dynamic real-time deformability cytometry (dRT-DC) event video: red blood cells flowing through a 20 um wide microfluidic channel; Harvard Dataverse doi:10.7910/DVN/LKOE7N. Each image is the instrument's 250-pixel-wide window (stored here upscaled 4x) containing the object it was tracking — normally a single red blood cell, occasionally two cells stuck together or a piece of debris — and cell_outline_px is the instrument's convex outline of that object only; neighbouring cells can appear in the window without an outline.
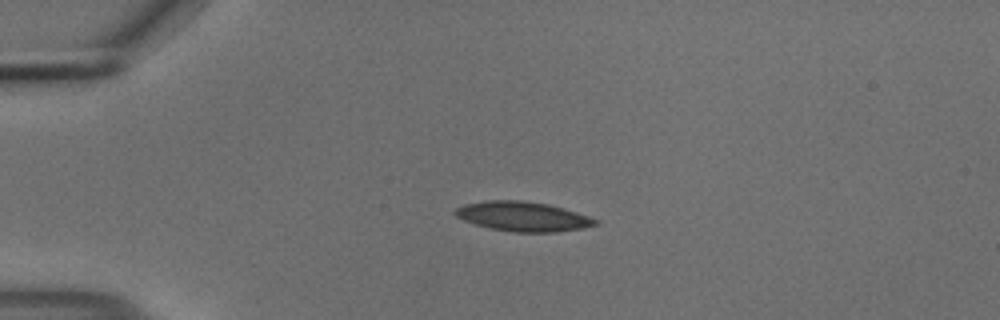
{"species": "common noctule bat (a hibernating species)", "species_latin": "Nyctalus noctula", "temperature_condition": "cold", "stored_images_in_passage": 42, "camera_frame_rate_fps": 3000, "um_per_image_px": 0.085, "animal": {"sex": "male", "body_mass_g": 18.8}, "frame": {"image": 1, "passage_image": 1, "time_ms": 0.0, "image_size_px": [1000, 320], "cell_outline_px": [[600, 224], [584, 228], [556, 232], [512, 232], [488, 228], [464, 220], [456, 216], [452, 212], [456, 208], [464, 204], [488, 200], [520, 200], [548, 204], [576, 212], [600, 220]], "centroid_in_image_um": [44.46, 18.4], "position_along_channel_um": 40.5, "area_um2": 24.28}}
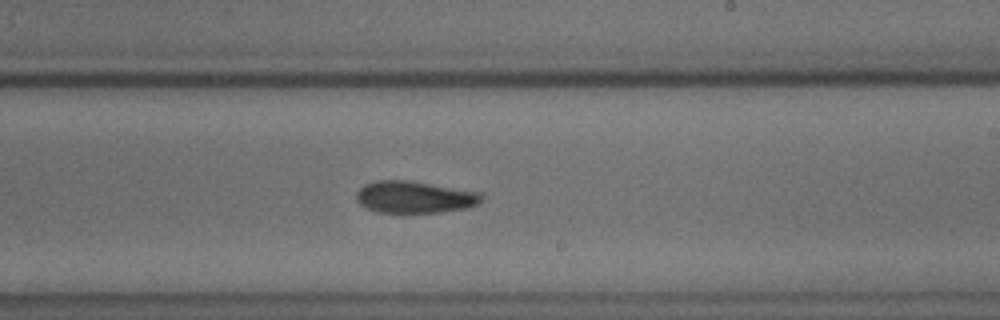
{"frame": {"image": 2, "passage_image": 21, "time_ms": 6.667, "image_size_px": [1000, 320], "cell_outline_px": [[484, 196], [480, 204], [464, 208], [440, 212], [376, 212], [360, 204], [356, 200], [356, 192], [364, 184], [376, 180], [408, 180], [480, 192]], "centroid_in_image_um": [35.23, 16.74], "position_along_channel_um": 253.8, "area_um2": 23.29}}
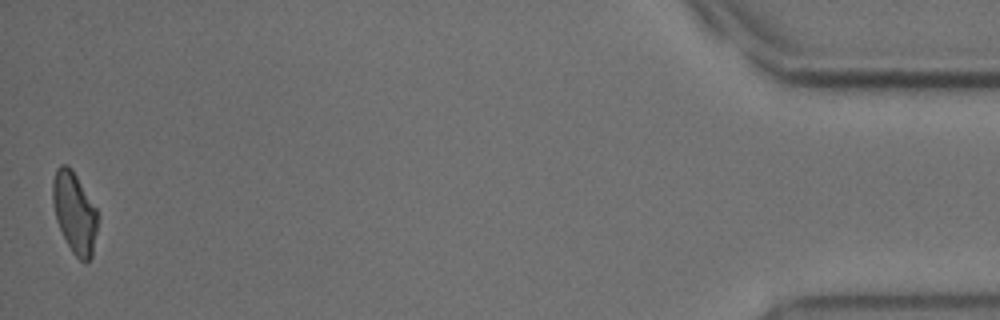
{"frame": {"image": 3, "passage_image": 42, "time_ms": 13.667, "image_size_px": [1000, 320], "cell_outline_px": [[100, 216], [92, 256], [88, 260], [80, 260], [72, 252], [56, 220], [52, 204], [52, 180], [56, 168], [60, 164], [68, 164], [72, 168], [96, 208]], "centroid_in_image_um": [6.34, 18.03], "position_along_channel_um": 428.9, "area_um2": 21.5}, "authors_computed_cell_mechanics": {"area_um2": 23.2645, "velocity_mm_per_s": 3.7022, "shape_relaxation_time_tau1_ms": 9.7244, "shape_relaxation_time_tau2_ms": 9.3842, "deformation_change_tau1": 0.179, "deformation_change_tau2": 0.1465}}